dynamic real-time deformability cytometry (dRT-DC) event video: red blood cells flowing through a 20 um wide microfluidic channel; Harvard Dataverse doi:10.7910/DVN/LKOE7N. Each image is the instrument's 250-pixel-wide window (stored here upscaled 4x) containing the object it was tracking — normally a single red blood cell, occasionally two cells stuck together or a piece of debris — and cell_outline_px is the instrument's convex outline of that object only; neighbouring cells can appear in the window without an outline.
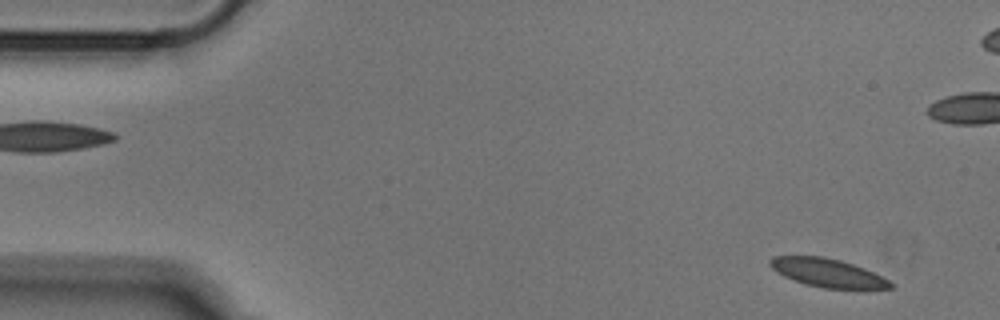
{"species": "Egyptian fruit bat (a non-hibernating species)", "species_latin": "Rousettus aegyptiacus", "temperature_condition": "cold", "stored_images_in_passage": 52, "camera_frame_rate_fps": 3000, "um_per_image_px": 0.085, "animal": {"sex": "male"}, "frame": {"image": 1, "passage_image": 3, "time_ms": 0.667, "image_size_px": [1000, 320], "cell_outline_px": [[896, 284], [892, 288], [824, 288], [804, 284], [784, 276], [776, 272], [768, 264], [768, 260], [772, 256], [824, 256], [840, 260], [864, 268]], "centroid_in_image_um": [70.3, 23.18], "position_along_channel_um": 14.7, "area_um2": 19.83}}
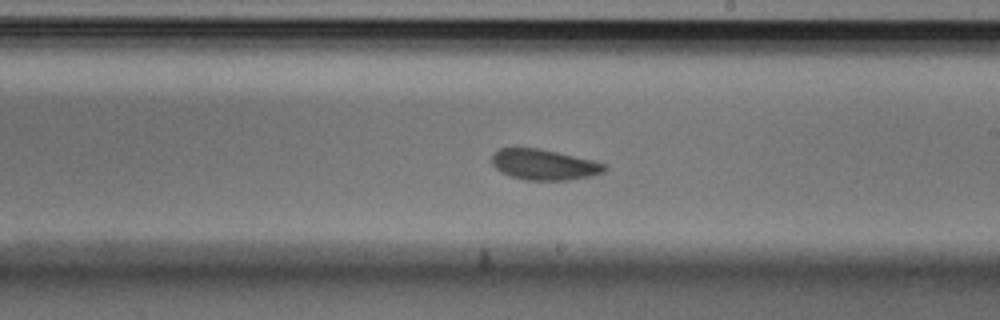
{"frame": {"image": 2, "passage_image": 29, "time_ms": 9.333, "image_size_px": [1000, 320], "cell_outline_px": [[608, 168], [604, 172], [592, 176], [568, 180], [524, 180], [500, 172], [492, 164], [492, 156], [500, 148], [540, 148], [592, 160], [608, 164]], "centroid_in_image_um": [46.28, 14.0], "position_along_channel_um": 242.7, "area_um2": 20.17}}
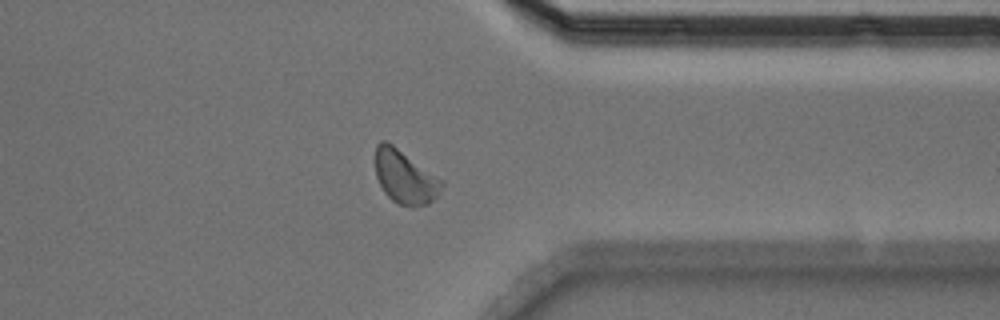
{"frame": {"image": 3, "passage_image": 40, "time_ms": 13.0, "image_size_px": [1000, 320], "cell_outline_px": [[444, 184], [436, 196], [428, 204], [412, 208], [400, 204], [392, 200], [384, 192], [376, 176], [376, 144], [380, 140], [388, 140], [444, 180]], "centroid_in_image_um": [34.43, 15.02], "position_along_channel_um": 377.0, "area_um2": 20.92}}